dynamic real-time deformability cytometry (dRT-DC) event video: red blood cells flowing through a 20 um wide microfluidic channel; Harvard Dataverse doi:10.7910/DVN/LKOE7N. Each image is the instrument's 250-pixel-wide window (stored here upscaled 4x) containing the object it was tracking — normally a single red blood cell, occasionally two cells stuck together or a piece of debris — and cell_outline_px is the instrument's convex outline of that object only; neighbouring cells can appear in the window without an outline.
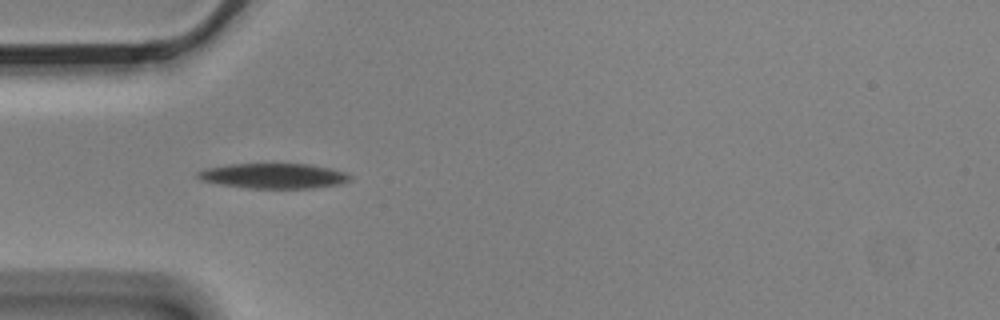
{"species": "Egyptian fruit bat (a non-hibernating species)", "species_latin": "Rousettus aegyptiacus", "temperature_condition": "cold", "stored_images_in_passage": 5, "camera_frame_rate_fps": 3000, "um_per_image_px": 0.085, "animal": {"sex": "male"}, "frame": {"image": 1, "passage_image": 4, "time_ms": 1.0, "image_size_px": [1000, 320], "cell_outline_px": [[352, 180], [340, 184], [312, 188], [248, 188], [220, 184], [200, 180], [196, 176], [196, 172], [204, 168], [228, 164], [272, 160], [308, 164], [332, 168], [344, 172], [352, 176]], "centroid_in_image_um": [23.23, 14.89], "position_along_channel_um": 61.8, "area_um2": 23.58}}
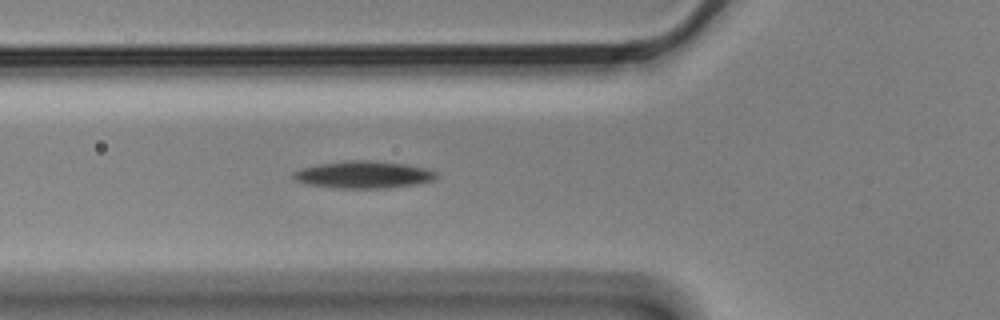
{"frame": {"image": 2, "passage_image": 5, "time_ms": 1.333, "image_size_px": [1000, 320], "cell_outline_px": [[440, 176], [432, 180], [416, 184], [384, 188], [332, 188], [304, 184], [296, 180], [292, 176], [292, 172], [300, 168], [320, 164], [348, 160], [368, 160], [404, 164], [424, 168], [436, 172]], "centroid_in_image_um": [30.85, 14.85], "position_along_channel_um": 95.0, "area_um2": 22.66}}